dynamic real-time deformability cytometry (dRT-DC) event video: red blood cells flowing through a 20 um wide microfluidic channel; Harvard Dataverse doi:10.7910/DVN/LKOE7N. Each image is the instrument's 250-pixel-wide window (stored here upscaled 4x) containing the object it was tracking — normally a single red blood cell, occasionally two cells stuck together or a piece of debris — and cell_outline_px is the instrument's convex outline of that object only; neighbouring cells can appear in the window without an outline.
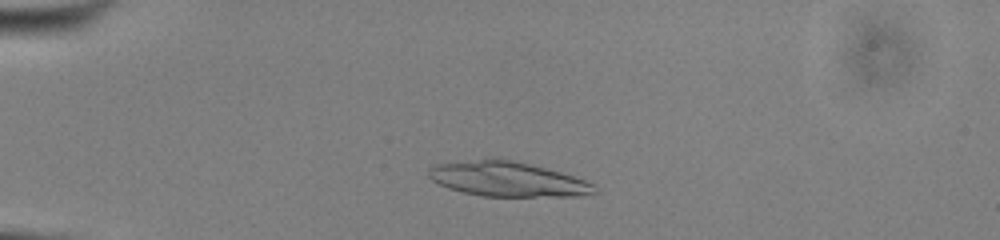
{"species": "common noctule bat (a hibernating species)", "species_latin": "Nyctalus noctula", "temperature_condition": "cold", "stored_images_in_passage": 47, "camera_frame_rate_fps": 3000, "um_per_image_px": 0.085, "animal": {"sex": "male", "body_mass_g": 13.0, "forearm_length_mm": 53.1}, "frame": {"image": 1, "passage_image": 8, "time_ms": 2.333, "image_size_px": [1000, 240], "cell_outline_px": [[600, 192], [584, 196], [484, 196], [464, 192], [448, 188], [432, 180], [428, 176], [428, 168], [432, 164], [492, 156], [496, 156], [560, 172], [584, 180], [592, 184]], "centroid_in_image_um": [43.08, 15.2], "position_along_channel_um": 41.9, "area_um2": 34.04}}